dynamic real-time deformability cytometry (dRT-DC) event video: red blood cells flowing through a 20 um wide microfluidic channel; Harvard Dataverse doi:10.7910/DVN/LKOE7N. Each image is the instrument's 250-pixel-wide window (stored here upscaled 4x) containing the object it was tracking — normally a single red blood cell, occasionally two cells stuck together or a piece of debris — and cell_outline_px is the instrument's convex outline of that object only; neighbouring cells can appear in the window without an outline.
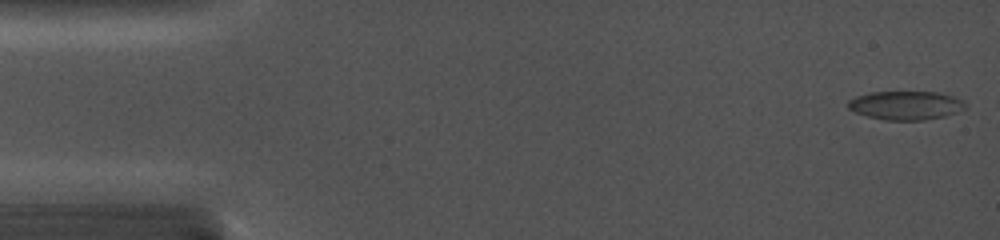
{"species": "common noctule bat (a hibernating species)", "species_latin": "Nyctalus noctula", "temperature_condition": "cold", "stored_images_in_passage": 18, "camera_frame_rate_fps": 5000, "um_per_image_px": 0.085, "animal": {"sex": "female", "body_mass_g": 19.0, "forearm_length_mm": 56.7}, "frame": {"image": 1, "passage_image": 2, "time_ms": 0.2, "image_size_px": [1000, 240], "cell_outline_px": [[964, 108], [956, 112], [944, 116], [924, 120], [884, 120], [868, 116], [856, 112], [848, 108], [848, 100], [856, 96], [868, 92], [936, 92], [952, 96], [964, 100]], "centroid_in_image_um": [76.96, 8.95], "position_along_channel_um": 8.0, "area_um2": 19.48}}